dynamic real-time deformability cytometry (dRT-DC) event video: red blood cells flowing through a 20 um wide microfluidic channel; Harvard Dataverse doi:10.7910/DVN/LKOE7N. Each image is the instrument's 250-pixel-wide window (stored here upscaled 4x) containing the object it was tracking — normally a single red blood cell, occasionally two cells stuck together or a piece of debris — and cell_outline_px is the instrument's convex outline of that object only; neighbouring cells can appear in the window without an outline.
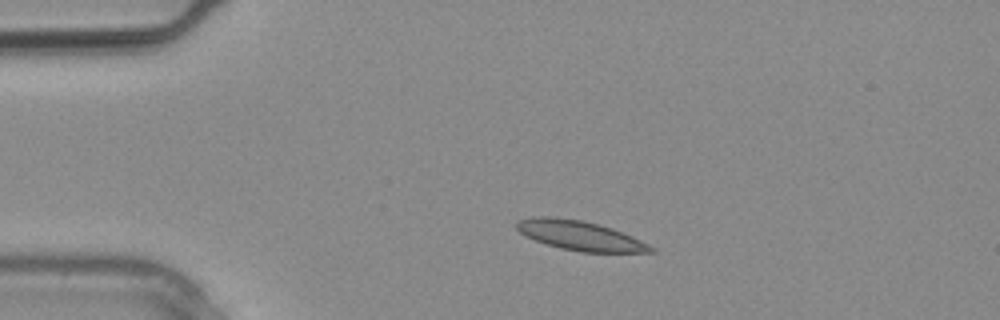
{"species": "common noctule bat (a hibernating species)", "species_latin": "Nyctalus noctula", "temperature_condition": "warm", "stored_images_in_passage": 2, "camera_frame_rate_fps": 3000, "um_per_image_px": 0.085, "animal": {"sex": "male", "body_mass_g": 20.4}, "frame": {"image": 1, "passage_image": 2, "time_ms": 0.333, "image_size_px": [1000, 320], "cell_outline_px": [[656, 252], [580, 252], [560, 248], [536, 240], [520, 232], [516, 228], [516, 220], [532, 216], [548, 216], [584, 220], [612, 228], [632, 236], [656, 248]], "centroid_in_image_um": [49.3, 20.01], "position_along_channel_um": 35.7, "area_um2": 23.06}}